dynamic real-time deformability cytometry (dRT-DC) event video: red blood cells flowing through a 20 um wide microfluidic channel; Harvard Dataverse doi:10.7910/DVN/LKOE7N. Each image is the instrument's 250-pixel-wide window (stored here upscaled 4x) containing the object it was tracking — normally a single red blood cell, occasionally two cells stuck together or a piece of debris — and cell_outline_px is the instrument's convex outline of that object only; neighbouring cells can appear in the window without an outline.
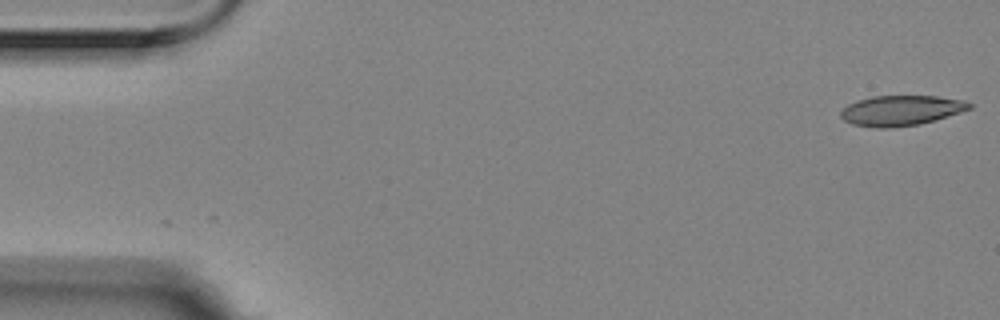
{"species": "Egyptian fruit bat (a non-hibernating species)", "species_latin": "Rousettus aegyptiacus", "temperature_condition": "room temperature", "stored_images_in_passage": 2, "camera_frame_rate_fps": 3000, "um_per_image_px": 0.085, "animal": {"sex": "female"}, "frame": {"image": 1, "passage_image": 2, "time_ms": 0.333, "image_size_px": [1000, 320], "cell_outline_px": [[972, 108], [920, 124], [888, 128], [876, 128], [852, 124], [844, 120], [840, 116], [840, 112], [848, 104], [856, 100], [872, 96], [936, 96], [964, 100], [972, 104]], "centroid_in_image_um": [76.55, 9.39], "position_along_channel_um": 8.5, "area_um2": 22.54}}